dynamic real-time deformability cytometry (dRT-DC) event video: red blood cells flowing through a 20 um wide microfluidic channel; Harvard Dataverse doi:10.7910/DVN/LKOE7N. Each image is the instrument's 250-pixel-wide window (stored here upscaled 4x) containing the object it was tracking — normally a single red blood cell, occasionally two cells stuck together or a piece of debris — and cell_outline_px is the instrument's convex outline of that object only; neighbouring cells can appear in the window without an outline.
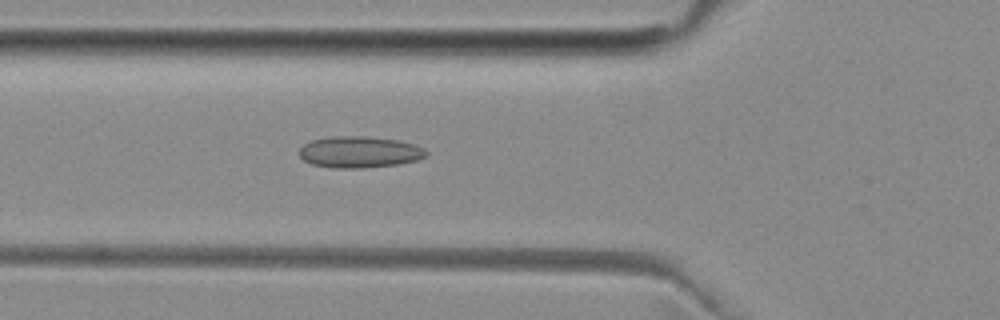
{"species": "common noctule bat (a hibernating species)", "species_latin": "Nyctalus noctula", "temperature_condition": "room temperature", "stored_images_in_passage": 14, "camera_frame_rate_fps": 3000, "um_per_image_px": 0.085, "animal": {"sex": "female", "body_mass_g": 29.2, "forearm_length_mm": 56.3}, "frame": {"image": 1, "passage_image": 8, "time_ms": 2.333, "image_size_px": [1000, 320], "cell_outline_px": [[428, 156], [416, 160], [400, 164], [360, 168], [332, 168], [312, 164], [304, 160], [300, 156], [300, 148], [304, 144], [312, 140], [332, 136], [368, 136], [396, 140], [412, 144], [424, 148], [428, 152]], "centroid_in_image_um": [30.56, 12.92], "position_along_channel_um": 95.2, "area_um2": 23.24}}
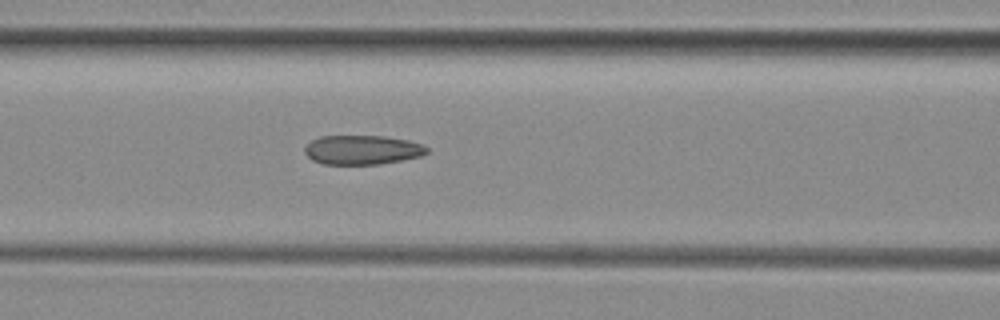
{"frame": {"image": 2, "passage_image": 11, "time_ms": 3.333, "image_size_px": [1000, 320], "cell_outline_px": [[428, 152], [420, 156], [404, 160], [380, 164], [324, 164], [312, 160], [304, 152], [304, 148], [312, 140], [320, 136], [384, 136], [408, 140], [424, 144], [428, 148]], "centroid_in_image_um": [30.82, 12.74], "position_along_channel_um": 135.8, "area_um2": 20.92}}
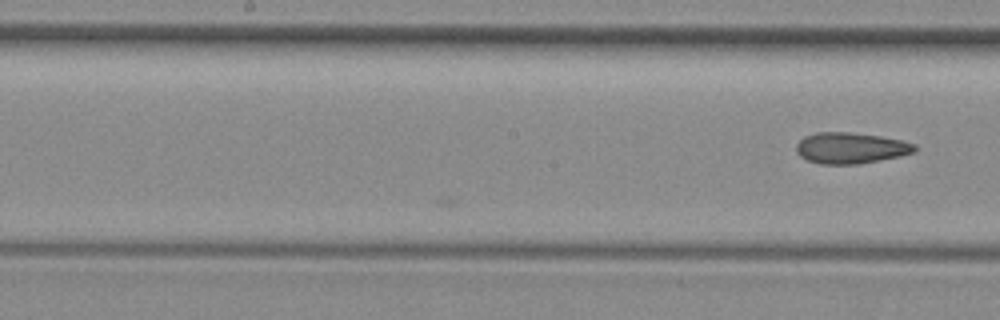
{"frame": {"image": 3, "passage_image": 14, "time_ms": 4.333, "image_size_px": [1000, 320], "cell_outline_px": [[916, 152], [900, 156], [860, 164], [820, 164], [808, 160], [800, 156], [796, 152], [796, 144], [804, 136], [816, 132], [848, 132], [880, 136], [900, 140], [916, 144]], "centroid_in_image_um": [72.3, 12.58], "position_along_channel_um": 175.9, "area_um2": 21.5}}